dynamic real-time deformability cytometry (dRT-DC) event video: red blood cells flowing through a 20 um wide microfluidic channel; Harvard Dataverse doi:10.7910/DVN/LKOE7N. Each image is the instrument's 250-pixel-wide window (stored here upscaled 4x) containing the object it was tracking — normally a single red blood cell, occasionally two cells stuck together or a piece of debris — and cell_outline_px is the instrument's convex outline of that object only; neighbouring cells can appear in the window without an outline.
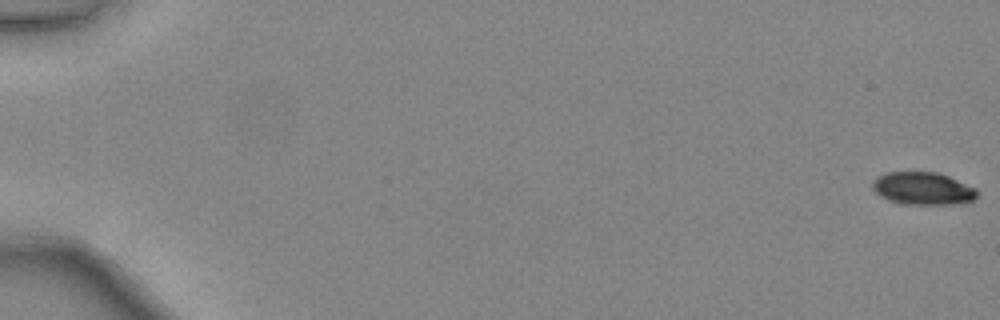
{"species": "common noctule bat (a hibernating species)", "species_latin": "Nyctalus noctula", "temperature_condition": "warm", "stored_images_in_passage": 42, "camera_frame_rate_fps": 3000, "um_per_image_px": 0.085, "animal": {"sex": "female", "body_mass_g": 24.6, "forearm_length_mm": 56.2}, "frame": {"image": 1, "passage_image": 1, "time_ms": 0.0, "image_size_px": [1000, 320], "cell_outline_px": [[976, 196], [972, 200], [948, 204], [900, 204], [888, 200], [880, 196], [872, 188], [872, 180], [888, 172], [936, 172], [948, 176], [976, 188]], "centroid_in_image_um": [78.39, 16.02], "position_along_channel_um": 6.6, "area_um2": 19.65}}
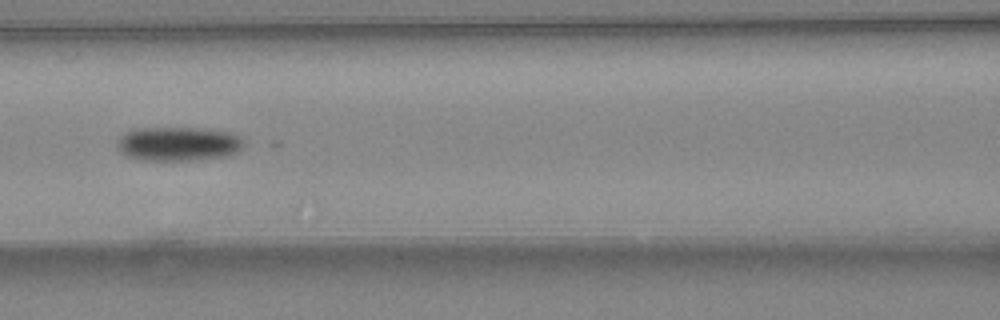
{"frame": {"image": 2, "passage_image": 24, "time_ms": 7.667, "image_size_px": [1000, 320], "cell_outline_px": [[244, 144], [236, 152], [224, 156], [196, 160], [140, 160], [124, 156], [116, 148], [116, 144], [120, 136], [124, 132], [132, 128], [200, 128], [228, 132], [240, 136], [244, 140]], "centroid_in_image_um": [15.08, 12.22], "position_along_channel_um": 151.5, "area_um2": 25.43}}
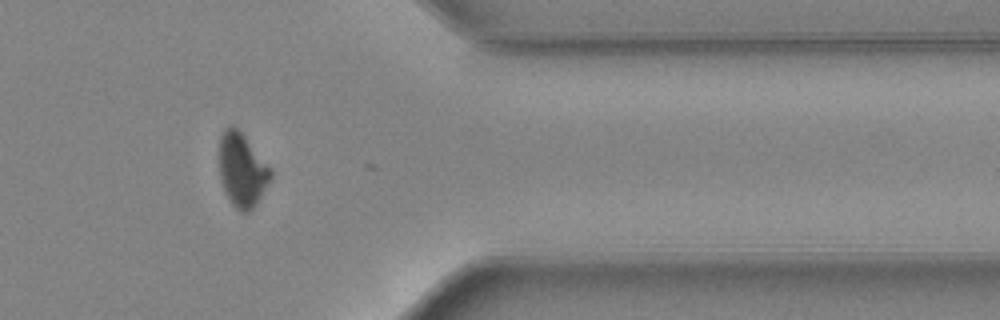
{"frame": {"image": 3, "passage_image": 41, "time_ms": 13.333, "image_size_px": [1000, 320], "cell_outline_px": [[272, 176], [256, 204], [248, 212], [240, 212], [232, 204], [220, 180], [220, 136], [224, 128], [232, 124], [244, 136], [272, 168]], "centroid_in_image_um": [20.58, 14.44], "position_along_channel_um": 390.8, "area_um2": 21.79}, "authors_computed_cell_mechanics": {"area_um2": 23.6402, "velocity_mm_per_s": 4.4669, "shape_relaxation_time_tau1_ms": 2.525, "shape_relaxation_time_tau2_ms": null, "deformation_change_tau1": 0.1286, "deformation_change_tau2": null}}